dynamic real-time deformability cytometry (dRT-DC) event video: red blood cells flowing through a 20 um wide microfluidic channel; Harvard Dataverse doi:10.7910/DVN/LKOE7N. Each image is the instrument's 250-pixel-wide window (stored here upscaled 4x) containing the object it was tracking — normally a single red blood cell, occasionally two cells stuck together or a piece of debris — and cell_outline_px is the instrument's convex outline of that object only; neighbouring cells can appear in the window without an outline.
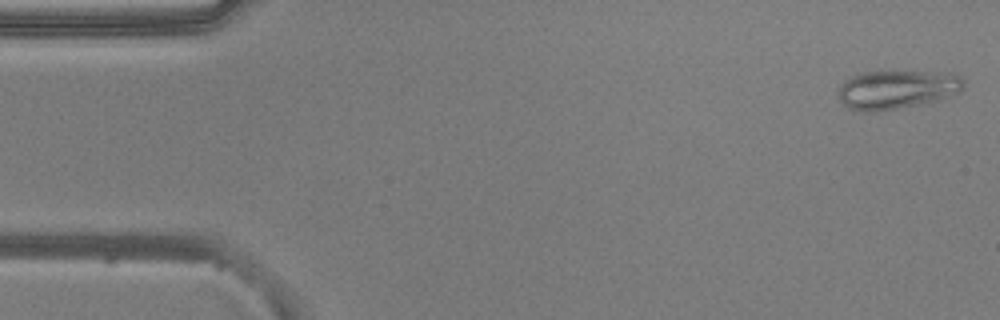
{"species": "common noctule bat (a hibernating species)", "species_latin": "Nyctalus noctula", "temperature_condition": "warm", "stored_images_in_passage": 51, "camera_frame_rate_fps": 3000, "um_per_image_px": 0.085, "animal": {"sex": "male", "body_mass_g": 20.5, "forearm_length_mm": 52.5}, "frame": {"image": 1, "passage_image": 1, "time_ms": 0.0, "image_size_px": [1000, 320], "cell_outline_px": [[964, 88], [960, 92], [940, 100], [896, 108], [872, 112], [864, 112], [848, 108], [840, 100], [836, 92], [840, 84], [844, 80], [860, 72], [940, 72], [960, 76], [964, 80]], "centroid_in_image_um": [76.2, 7.61], "position_along_channel_um": 8.8, "area_um2": 28.32}}
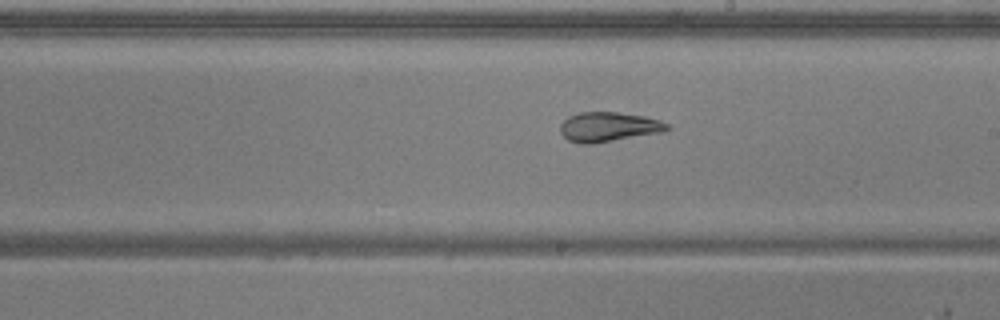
{"frame": {"image": 2, "passage_image": 28, "time_ms": 9.0, "image_size_px": [1000, 320], "cell_outline_px": [[672, 128], [664, 132], [592, 144], [580, 144], [568, 140], [560, 132], [560, 124], [568, 116], [580, 112], [616, 112], [644, 116], [660, 120], [668, 124]], "centroid_in_image_um": [51.74, 10.79], "position_along_channel_um": 237.3, "area_um2": 18.61}}
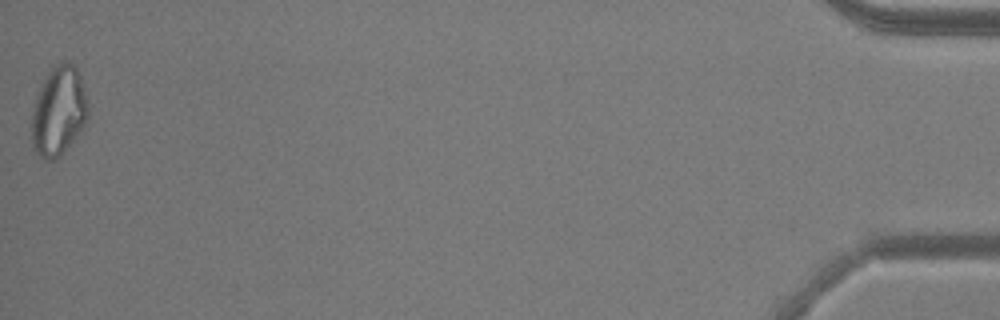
{"frame": {"image": 3, "passage_image": 51, "time_ms": 16.667, "image_size_px": [1000, 320], "cell_outline_px": [[88, 116], [80, 132], [60, 156], [52, 160], [44, 160], [32, 148], [32, 112], [36, 96], [40, 84], [48, 72], [60, 60], [68, 60], [76, 68], [80, 76], [88, 104]], "centroid_in_image_um": [4.97, 9.43], "position_along_channel_um": 430.2, "area_um2": 29.42}, "authors_computed_cell_mechanics": {"area_um2": 22.4264, "velocity_mm_per_s": 3.87, "shape_relaxation_time_tau1_ms": null, "shape_relaxation_time_tau2_ms": 2.5423, "deformation_change_tau1": null, "deformation_change_tau2": 0.0784}}